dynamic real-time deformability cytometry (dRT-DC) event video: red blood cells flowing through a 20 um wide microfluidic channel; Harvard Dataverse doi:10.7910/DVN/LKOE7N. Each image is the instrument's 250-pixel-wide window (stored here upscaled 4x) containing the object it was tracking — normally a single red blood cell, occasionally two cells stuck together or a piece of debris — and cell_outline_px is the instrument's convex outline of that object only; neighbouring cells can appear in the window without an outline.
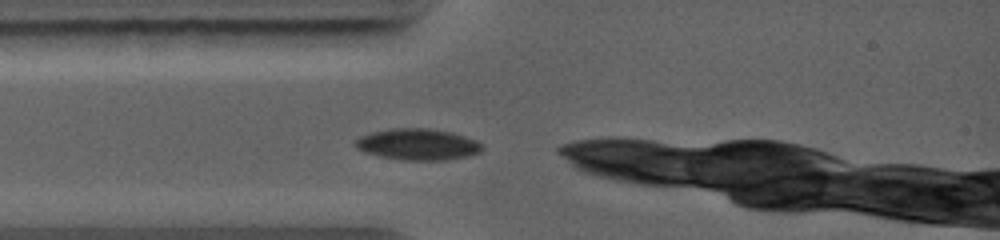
{"species": "common noctule bat (a hibernating species)", "species_latin": "Nyctalus noctula", "temperature_condition": "warm", "stored_images_in_passage": 27, "camera_frame_rate_fps": 5000, "um_per_image_px": 0.085, "animal": {"sex": "female", "body_mass_g": 19.0, "forearm_length_mm": 56.7}, "frame": {"image": 1, "passage_image": 1, "time_ms": 0.0, "image_size_px": [1000, 240], "cell_outline_px": [[484, 148], [480, 152], [468, 156], [444, 160], [400, 160], [380, 156], [364, 152], [356, 148], [352, 144], [360, 136], [372, 132], [388, 128], [428, 128], [452, 132], [476, 140], [484, 144]], "centroid_in_image_um": [35.5, 12.27], "position_along_channel_um": 49.5, "area_um2": 23.41}}
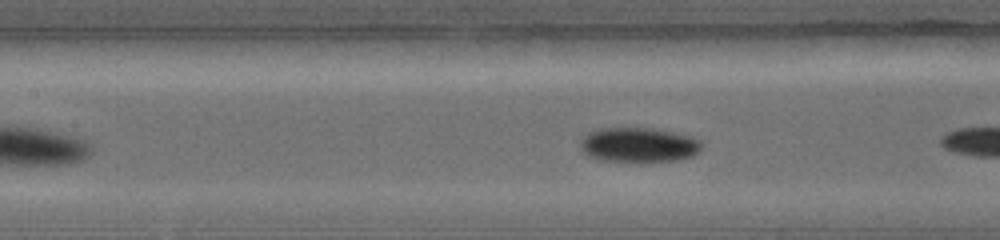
{"frame": {"image": 2, "passage_image": 11, "time_ms": 2.2, "image_size_px": [1000, 240], "cell_outline_px": [[704, 144], [692, 156], [680, 160], [644, 164], [624, 164], [596, 160], [588, 156], [580, 148], [580, 140], [588, 132], [596, 128], [656, 128], [692, 136], [700, 140]], "centroid_in_image_um": [54.26, 12.37], "position_along_channel_um": 153.1, "area_um2": 25.95}}
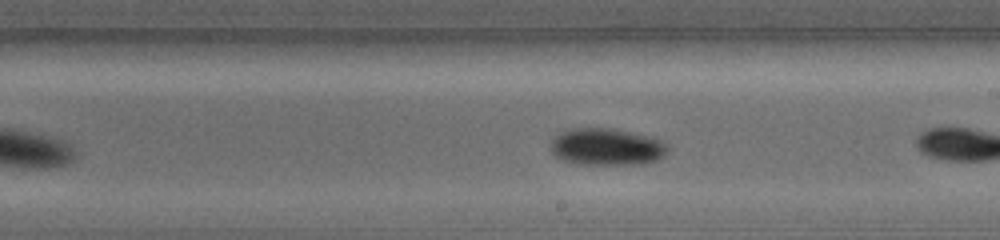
{"frame": {"image": 3, "passage_image": 21, "time_ms": 4.0, "image_size_px": [1000, 240], "cell_outline_px": [[668, 152], [664, 156], [656, 160], [640, 164], [576, 164], [564, 160], [556, 156], [552, 152], [552, 140], [560, 132], [572, 128], [612, 128], [652, 136], [664, 140], [668, 144]], "centroid_in_image_um": [51.63, 12.47], "position_along_channel_um": 237.4, "area_um2": 25.43}}